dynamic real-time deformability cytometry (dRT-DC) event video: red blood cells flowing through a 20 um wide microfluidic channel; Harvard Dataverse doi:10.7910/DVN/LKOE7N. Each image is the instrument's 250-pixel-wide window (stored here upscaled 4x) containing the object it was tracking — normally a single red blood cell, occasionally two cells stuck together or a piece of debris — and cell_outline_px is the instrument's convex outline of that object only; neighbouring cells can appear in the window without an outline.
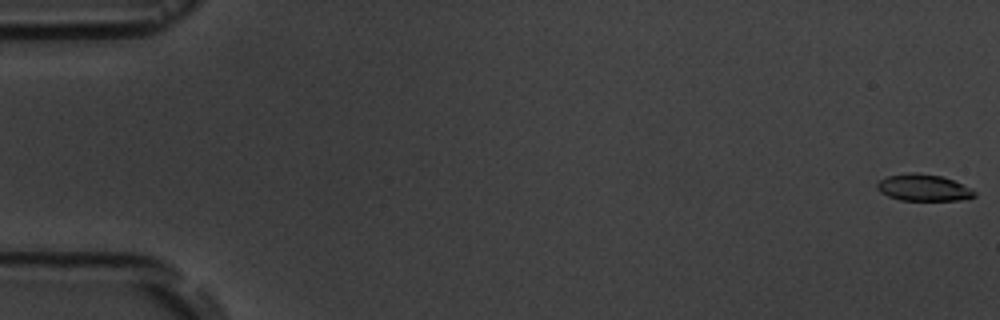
{"species": "common noctule bat (a hibernating species)", "species_latin": "Nyctalus noctula", "temperature_condition": "room temperature", "stored_images_in_passage": 6, "camera_frame_rate_fps": 3000, "um_per_image_px": 0.085, "animal": {"sex": "male", "body_mass_g": 19.5, "forearm_length_mm": 54.6}, "frame": {"image": 1, "passage_image": 1, "time_ms": 0.0, "image_size_px": [1000, 320], "cell_outline_px": [[976, 196], [960, 200], [900, 200], [888, 196], [880, 192], [876, 188], [876, 184], [880, 180], [888, 176], [912, 172], [940, 176], [952, 180], [972, 188], [976, 192]], "centroid_in_image_um": [78.49, 15.96], "position_along_channel_um": 6.5, "area_um2": 15.03}}
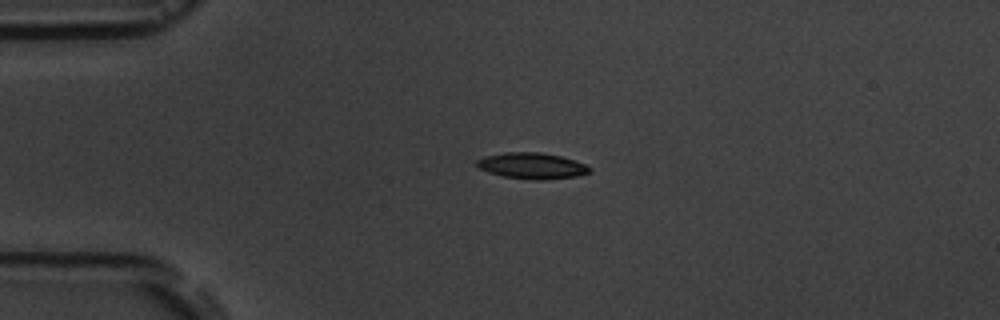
{"frame": {"image": 2, "passage_image": 5, "time_ms": 4.333, "image_size_px": [1000, 320], "cell_outline_px": [[592, 172], [576, 176], [544, 180], [532, 180], [504, 176], [488, 172], [480, 168], [476, 164], [476, 160], [484, 156], [504, 152], [540, 152], [560, 156], [576, 160], [592, 168]], "centroid_in_image_um": [45.23, 14.09], "position_along_channel_um": 39.8, "area_um2": 17.22}}